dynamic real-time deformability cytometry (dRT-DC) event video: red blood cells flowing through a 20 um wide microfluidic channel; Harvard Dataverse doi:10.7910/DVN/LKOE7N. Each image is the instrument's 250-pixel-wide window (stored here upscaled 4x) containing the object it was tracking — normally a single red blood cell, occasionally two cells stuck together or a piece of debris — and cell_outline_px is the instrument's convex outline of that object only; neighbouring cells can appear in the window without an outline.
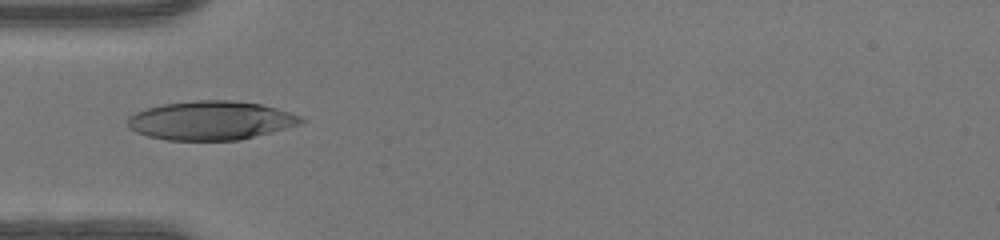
{"species": "human", "species_latin": "Homo sapiens", "temperature_condition": "warm", "stored_images_in_passage": 34, "camera_frame_rate_fps": 3000, "um_per_image_px": 0.085, "donor": {"sex": "female"}, "frame": {"image": 1, "passage_image": 1, "time_ms": 0.0, "image_size_px": [1000, 240], "cell_outline_px": [[308, 120], [304, 124], [240, 140], [168, 140], [148, 136], [136, 132], [128, 128], [128, 120], [136, 112], [148, 108], [164, 104], [196, 100], [232, 100], [260, 104], [276, 108], [300, 116]], "centroid_in_image_um": [17.98, 10.25], "position_along_channel_um": 67.0, "area_um2": 39.25}}
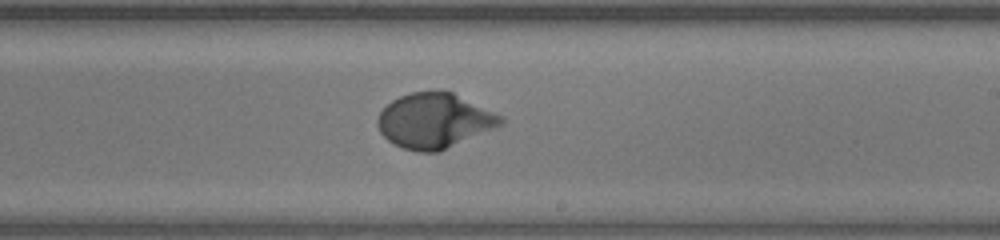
{"frame": {"image": 2, "passage_image": 14, "time_ms": 4.333, "image_size_px": [1000, 240], "cell_outline_px": [[504, 124], [496, 128], [440, 152], [416, 152], [404, 148], [388, 140], [380, 132], [376, 124], [376, 120], [380, 112], [392, 100], [400, 96], [412, 92], [452, 92], [504, 116]], "centroid_in_image_um": [36.95, 10.28], "position_along_channel_um": 252.0, "area_um2": 39.48}}
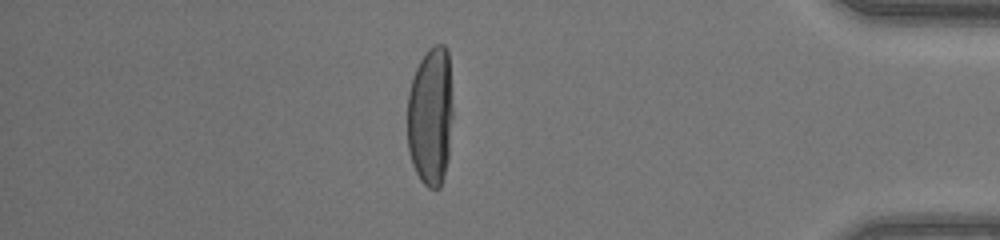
{"frame": {"image": 3, "passage_image": 27, "time_ms": 8.667, "image_size_px": [1000, 240], "cell_outline_px": [[452, 120], [448, 156], [444, 176], [440, 188], [428, 188], [420, 180], [412, 164], [408, 148], [408, 92], [416, 68], [420, 60], [428, 48], [436, 44], [444, 44], [448, 48], [452, 108]], "centroid_in_image_um": [36.6, 9.87], "position_along_channel_um": 398.6, "area_um2": 37.05}, "authors_computed_cell_mechanics": {"area_um2": 38.8994, "velocity_mm_per_s": 4.276, "shape_relaxation_time_tau1_ms": 3.3095, "shape_relaxation_time_tau2_ms": null, "deformation_change_tau1": 0.2391, "deformation_change_tau2": null}}